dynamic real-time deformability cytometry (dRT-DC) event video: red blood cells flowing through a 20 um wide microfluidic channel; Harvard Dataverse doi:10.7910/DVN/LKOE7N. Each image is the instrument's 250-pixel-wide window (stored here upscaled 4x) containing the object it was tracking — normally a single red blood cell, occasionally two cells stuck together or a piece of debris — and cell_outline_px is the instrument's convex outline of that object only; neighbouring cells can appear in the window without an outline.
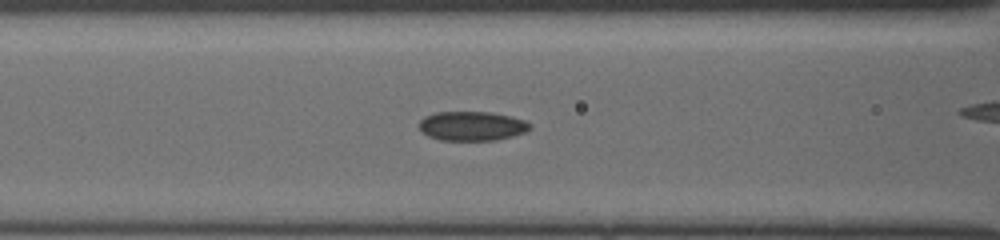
{"species": "common noctule bat (a hibernating species)", "species_latin": "Nyctalus noctula", "temperature_condition": "cold", "stored_images_in_passage": 28, "camera_frame_rate_fps": 3000, "um_per_image_px": 0.085, "animal": {"sex": "female", "body_mass_g": 19.5, "forearm_length_mm": 54.1}, "frame": {"image": 1, "passage_image": 9, "time_ms": 2.667, "image_size_px": [1000, 240], "cell_outline_px": [[532, 128], [528, 132], [496, 140], [440, 140], [428, 136], [420, 128], [420, 120], [424, 116], [436, 112], [492, 112], [512, 116], [524, 120], [532, 124]], "centroid_in_image_um": [40.17, 10.7], "position_along_channel_um": 126.4, "area_um2": 19.07}}
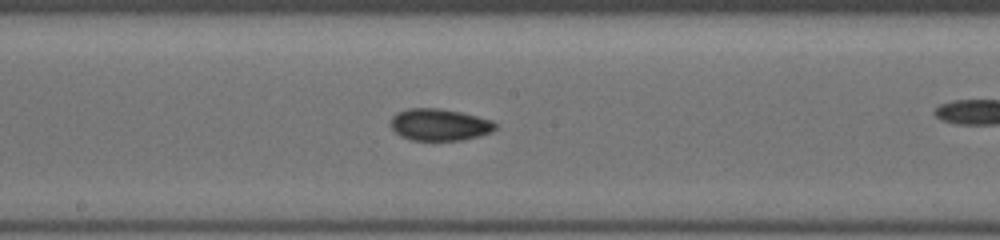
{"frame": {"image": 2, "passage_image": 15, "time_ms": 4.667, "image_size_px": [1000, 240], "cell_outline_px": [[496, 128], [492, 132], [480, 136], [464, 140], [412, 140], [400, 136], [392, 128], [392, 116], [396, 112], [408, 108], [440, 108], [460, 112], [492, 120], [496, 124]], "centroid_in_image_um": [37.37, 10.6], "position_along_channel_um": 210.8, "area_um2": 19.48}}
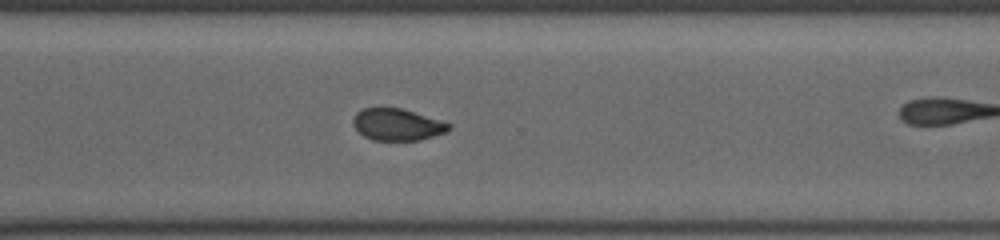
{"frame": {"image": 3, "passage_image": 24, "time_ms": 7.667, "image_size_px": [1000, 240], "cell_outline_px": [[452, 128], [448, 132], [420, 140], [372, 140], [364, 136], [352, 124], [352, 120], [356, 112], [364, 108], [380, 104], [400, 108], [440, 120], [452, 124]], "centroid_in_image_um": [33.74, 10.55], "position_along_channel_um": 336.9, "area_um2": 18.26}}